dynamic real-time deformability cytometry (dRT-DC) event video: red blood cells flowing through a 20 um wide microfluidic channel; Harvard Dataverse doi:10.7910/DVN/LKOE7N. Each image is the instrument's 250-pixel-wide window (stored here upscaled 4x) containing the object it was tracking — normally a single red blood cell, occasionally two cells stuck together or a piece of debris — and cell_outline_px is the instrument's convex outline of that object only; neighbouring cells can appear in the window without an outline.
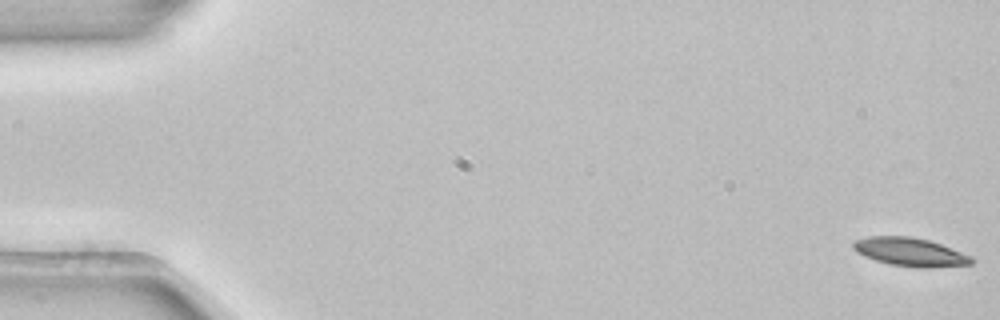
{"species": "common noctule bat (a hibernating species)", "species_latin": "Nyctalus noctula", "temperature_condition": "room temperature", "stored_images_in_passage": 54, "camera_frame_rate_fps": 3000, "um_per_image_px": 0.085, "animal": {"sex": "female", "body_mass_g": 22.7, "forearm_length_mm": 54.2}, "frame": {"image": 1, "passage_image": 1, "time_ms": 0.0, "image_size_px": [1000, 320], "cell_outline_px": [[976, 260], [972, 264], [932, 268], [920, 268], [888, 264], [864, 256], [856, 252], [852, 248], [852, 240], [868, 236], [908, 236], [928, 240], [940, 244], [972, 256]], "centroid_in_image_um": [77.35, 21.42], "position_along_channel_um": 7.7, "area_um2": 19.83}}
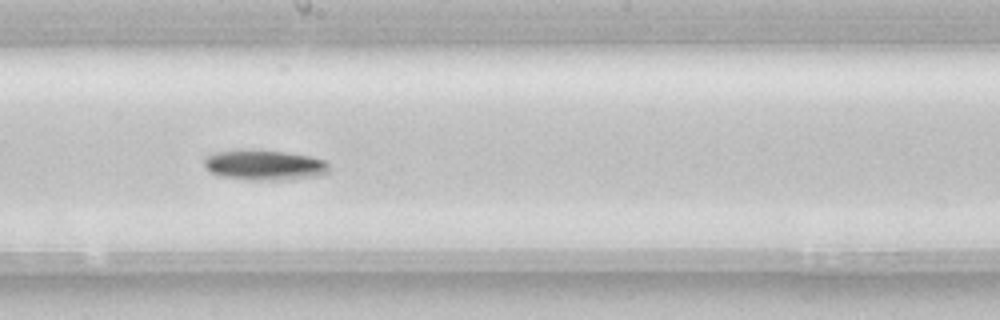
{"frame": {"image": 2, "passage_image": 30, "time_ms": 9.667, "image_size_px": [1000, 320], "cell_outline_px": [[328, 172], [316, 176], [292, 180], [248, 180], [220, 176], [208, 172], [204, 168], [204, 156], [216, 152], [284, 152], [308, 156], [324, 160], [328, 164]], "centroid_in_image_um": [22.46, 14.08], "position_along_channel_um": 225.7, "area_um2": 21.5}}
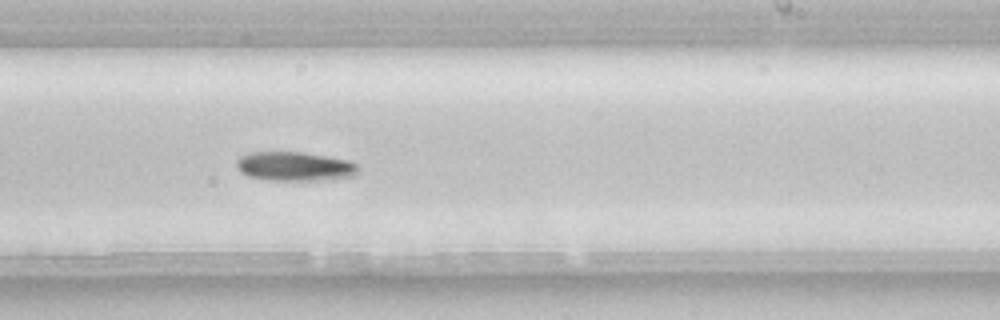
{"frame": {"image": 3, "passage_image": 33, "time_ms": 10.667, "image_size_px": [1000, 320], "cell_outline_px": [[360, 172], [352, 176], [324, 180], [268, 180], [248, 176], [240, 172], [236, 168], [236, 160], [240, 156], [252, 152], [304, 152], [348, 160], [356, 164], [360, 168]], "centroid_in_image_um": [25.04, 14.14], "position_along_channel_um": 264.0, "area_um2": 20.81}, "authors_computed_cell_mechanics": {"area_um2": 20.0566, "velocity_mm_per_s": 3.8535, "shape_relaxation_time_tau1_ms": 4.134, "shape_relaxation_time_tau2_ms": null, "deformation_change_tau1": 0.0877, "deformation_change_tau2": null}}